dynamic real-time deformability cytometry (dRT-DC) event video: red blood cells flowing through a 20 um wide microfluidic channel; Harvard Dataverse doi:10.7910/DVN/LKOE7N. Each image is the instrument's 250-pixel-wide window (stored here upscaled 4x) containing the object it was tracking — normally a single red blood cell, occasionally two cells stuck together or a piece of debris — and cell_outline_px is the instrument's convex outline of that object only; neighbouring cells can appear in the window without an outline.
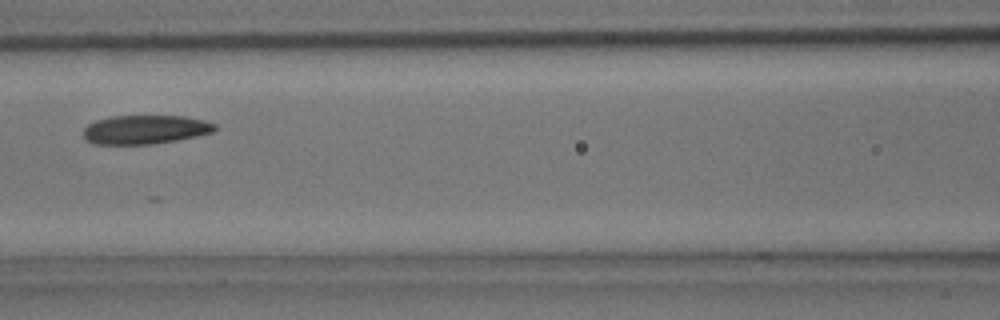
{"species": "common noctule bat (a hibernating species)", "species_latin": "Nyctalus noctula", "temperature_condition": "room temperature", "stored_images_in_passage": 5, "camera_frame_rate_fps": 3000, "um_per_image_px": 0.085, "animal": {"sex": "male", "body_mass_g": 15.6}, "frame": {"image": 1, "passage_image": 5, "time_ms": 1.333, "image_size_px": [1000, 320], "cell_outline_px": [[216, 128], [212, 132], [196, 136], [176, 140], [152, 144], [96, 144], [88, 140], [84, 136], [84, 128], [88, 124], [96, 120], [112, 116], [184, 116], [204, 120], [216, 124]], "centroid_in_image_um": [12.35, 11.0], "position_along_channel_um": 154.3, "area_um2": 21.96}}